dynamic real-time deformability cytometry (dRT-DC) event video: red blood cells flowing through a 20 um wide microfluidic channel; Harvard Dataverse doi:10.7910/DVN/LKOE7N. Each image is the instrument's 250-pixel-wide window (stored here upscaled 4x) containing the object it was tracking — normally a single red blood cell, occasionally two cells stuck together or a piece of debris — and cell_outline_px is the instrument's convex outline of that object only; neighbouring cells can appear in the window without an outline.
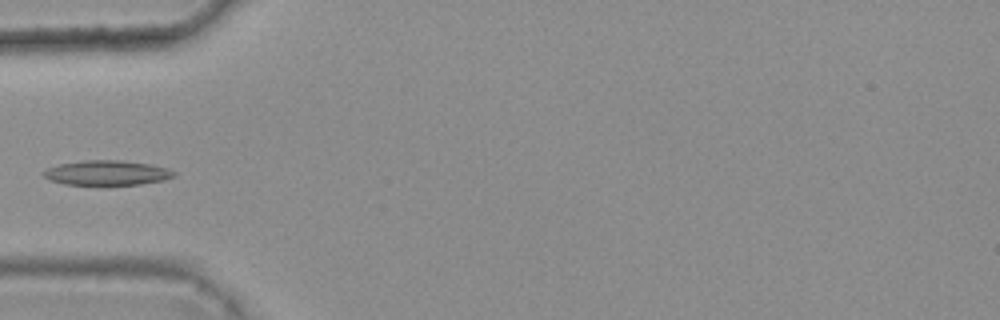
{"species": "common noctule bat (a hibernating species)", "species_latin": "Nyctalus noctula", "temperature_condition": "warm", "stored_images_in_passage": 6, "camera_frame_rate_fps": 3000, "um_per_image_px": 0.085, "animal": {"sex": "female", "body_mass_g": 25.1}, "frame": {"image": 1, "passage_image": 6, "time_ms": 1.667, "image_size_px": [1000, 320], "cell_outline_px": [[176, 176], [164, 180], [140, 184], [64, 184], [52, 180], [44, 176], [44, 172], [48, 168], [60, 164], [88, 160], [120, 160], [148, 164], [168, 168], [176, 172]], "centroid_in_image_um": [9.16, 14.68], "position_along_channel_um": 75.8, "area_um2": 18.44}}